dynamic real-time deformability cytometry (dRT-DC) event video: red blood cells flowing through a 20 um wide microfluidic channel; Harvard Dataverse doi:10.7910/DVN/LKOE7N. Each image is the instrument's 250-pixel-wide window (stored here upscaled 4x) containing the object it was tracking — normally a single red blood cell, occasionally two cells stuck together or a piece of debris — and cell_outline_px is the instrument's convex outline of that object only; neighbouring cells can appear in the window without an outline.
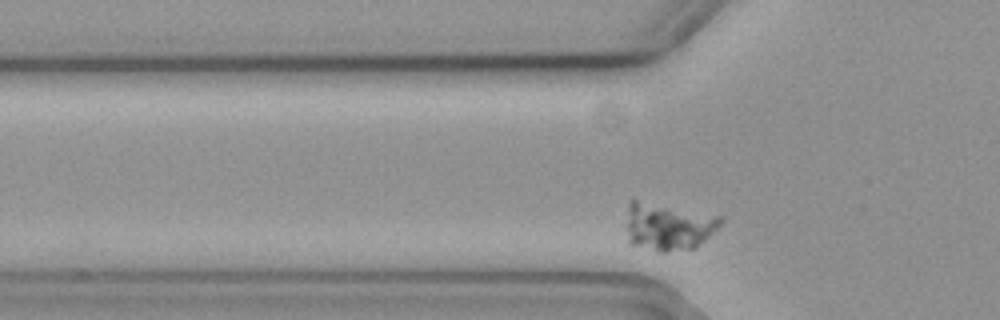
{"species": "common noctule bat (a hibernating species)", "species_latin": "Nyctalus noctula", "temperature_condition": "cold", "stored_images_in_passage": 34, "camera_frame_rate_fps": 3000, "um_per_image_px": 0.085, "animal": {"sex": "female", "body_mass_g": 19.3, "forearm_length_mm": 54.1}, "frame": {"image": 1, "passage_image": 4, "time_ms": 1.0, "image_size_px": [1000, 320], "cell_outline_px": [[724, 220], [696, 248], [668, 252], [656, 252], [632, 244], [628, 240], [628, 204], [632, 200], [636, 200], [724, 216]], "centroid_in_image_um": [56.82, 19.27], "position_along_channel_um": 69.0, "area_um2": 25.89}}
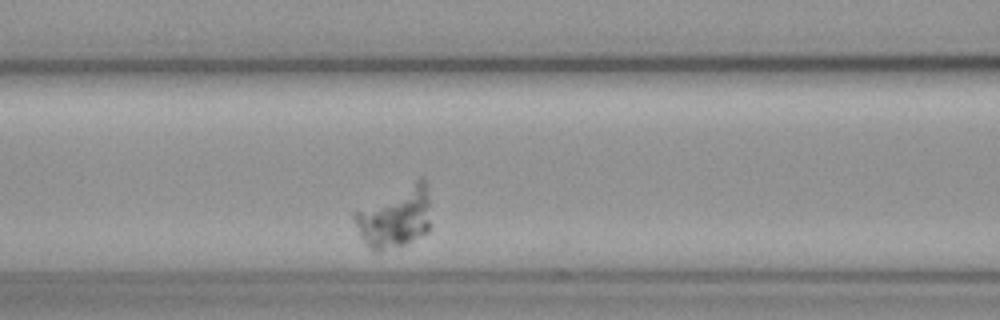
{"frame": {"image": 2, "passage_image": 10, "time_ms": 3.0, "image_size_px": [1000, 320], "cell_outline_px": [[428, 232], [404, 244], [380, 252], [376, 252], [364, 244], [360, 236], [352, 216], [352, 212], [356, 208], [420, 176], [424, 176], [428, 196]], "centroid_in_image_um": [33.51, 18.41], "position_along_channel_um": 133.1, "area_um2": 27.74}}
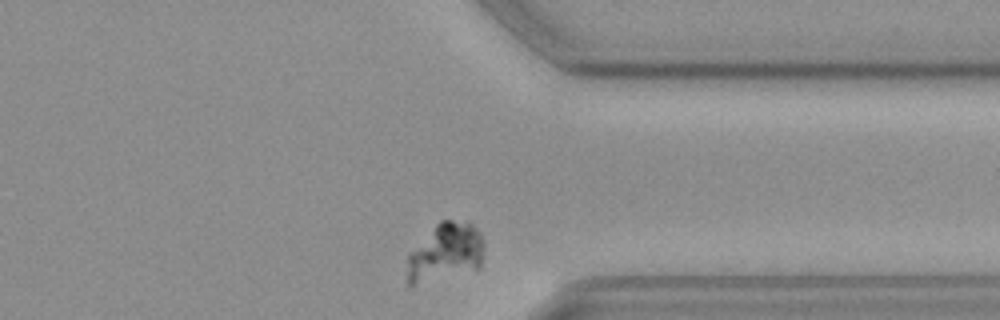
{"frame": {"image": 3, "passage_image": 32, "time_ms": 10.333, "image_size_px": [1000, 320], "cell_outline_px": [[484, 244], [480, 268], [412, 284], [408, 284], [408, 256], [436, 224], [440, 220], [452, 220], [472, 224], [476, 228], [484, 240]], "centroid_in_image_um": [37.91, 21.41], "position_along_channel_um": 373.5, "area_um2": 25.03}}